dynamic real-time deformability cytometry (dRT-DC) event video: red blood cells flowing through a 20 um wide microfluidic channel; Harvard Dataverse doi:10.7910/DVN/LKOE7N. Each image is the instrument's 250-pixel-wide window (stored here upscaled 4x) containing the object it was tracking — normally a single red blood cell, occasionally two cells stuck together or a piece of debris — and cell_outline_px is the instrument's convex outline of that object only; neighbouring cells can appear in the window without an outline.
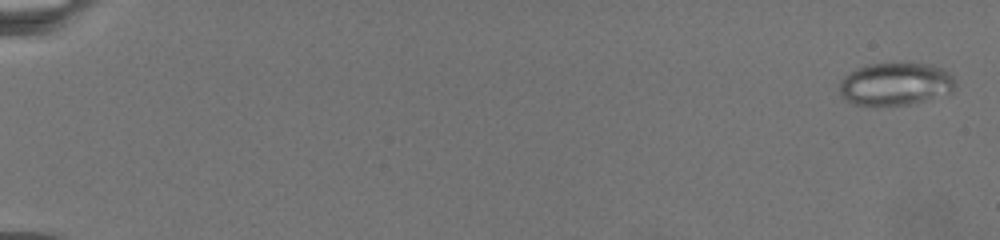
{"species": "common noctule bat (a hibernating species)", "species_latin": "Nyctalus noctula", "temperature_condition": "warm", "stored_images_in_passage": 43, "camera_frame_rate_fps": 3000, "um_per_image_px": 0.085, "animal": {"sex": "female", "body_mass_g": 19.5, "forearm_length_mm": 54.1}, "frame": {"image": 1, "passage_image": 2, "time_ms": 0.333, "image_size_px": [1000, 240], "cell_outline_px": [[952, 88], [948, 92], [928, 100], [908, 104], [856, 104], [844, 100], [840, 96], [840, 84], [844, 76], [868, 64], [908, 60], [928, 64], [940, 68], [948, 72], [952, 76]], "centroid_in_image_um": [76.08, 7.09], "position_along_channel_um": 8.9, "area_um2": 28.73}}
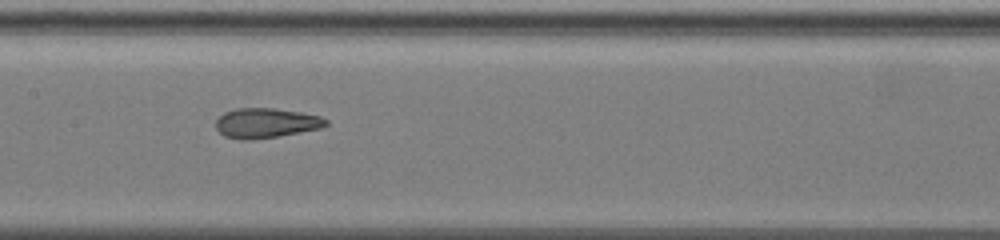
{"frame": {"image": 2, "passage_image": 24, "time_ms": 13.333, "image_size_px": [1000, 240], "cell_outline_px": [[328, 124], [320, 128], [280, 136], [252, 140], [240, 140], [224, 136], [216, 128], [216, 120], [224, 112], [236, 108], [276, 108], [300, 112], [320, 116], [328, 120]], "centroid_in_image_um": [22.59, 10.46], "position_along_channel_um": 184.8, "area_um2": 19.25}}
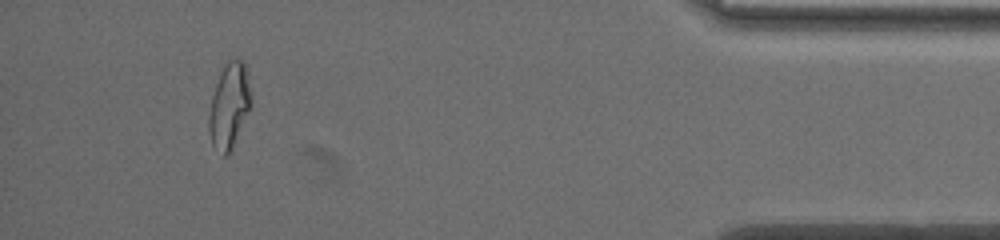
{"frame": {"image": 3, "passage_image": 39, "time_ms": 23.0, "image_size_px": [1000, 240], "cell_outline_px": [[248, 108], [228, 156], [224, 156], [212, 144], [208, 128], [208, 116], [212, 96], [220, 72], [232, 60], [244, 60], [248, 88]], "centroid_in_image_um": [19.41, 9.02], "position_along_channel_um": 415.8, "area_um2": 19.54}}